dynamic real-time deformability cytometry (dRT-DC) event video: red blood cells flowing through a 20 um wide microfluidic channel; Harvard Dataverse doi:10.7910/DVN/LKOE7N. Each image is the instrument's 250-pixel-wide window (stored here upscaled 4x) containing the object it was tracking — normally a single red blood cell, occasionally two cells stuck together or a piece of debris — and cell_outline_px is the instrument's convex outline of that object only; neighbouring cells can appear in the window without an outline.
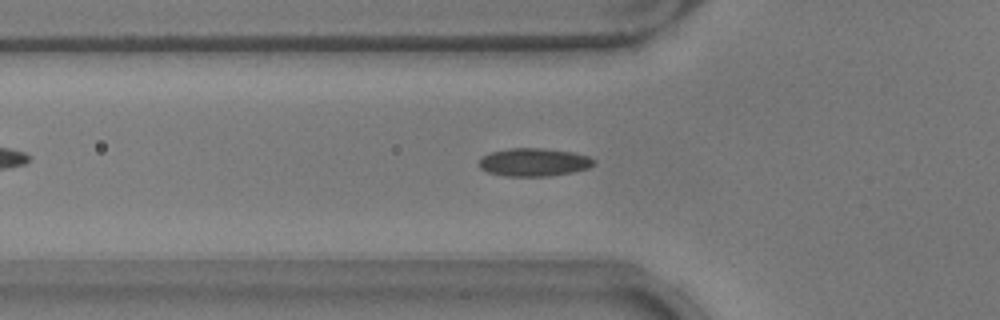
{"species": "common noctule bat (a hibernating species)", "species_latin": "Nyctalus noctula", "temperature_condition": "warm", "stored_images_in_passage": 47, "camera_frame_rate_fps": 3000, "um_per_image_px": 0.085, "animal": {"sex": "male", "body_mass_g": 17.9}, "frame": {"image": 1, "passage_image": 17, "time_ms": 5.333, "image_size_px": [1000, 320], "cell_outline_px": [[596, 160], [588, 168], [572, 172], [548, 176], [504, 176], [488, 172], [480, 168], [480, 160], [484, 156], [492, 152], [512, 148], [544, 148], [572, 152], [588, 156]], "centroid_in_image_um": [45.39, 13.79], "position_along_channel_um": 80.4, "area_um2": 18.55}}
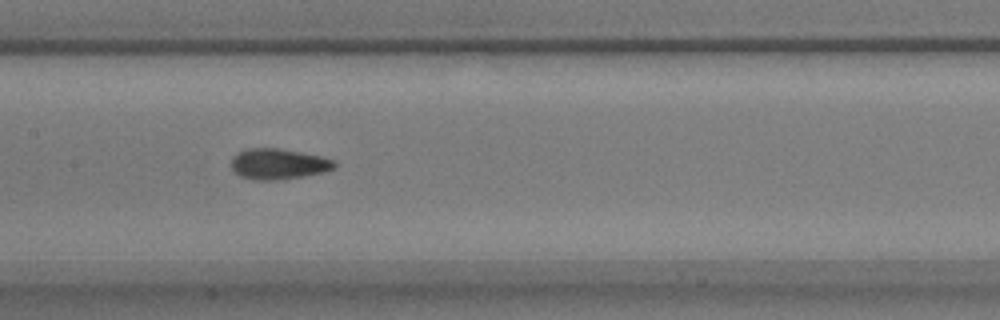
{"frame": {"image": 2, "passage_image": 25, "time_ms": 8.0, "image_size_px": [1000, 320], "cell_outline_px": [[336, 168], [324, 172], [304, 176], [276, 180], [252, 180], [240, 176], [232, 168], [232, 156], [248, 148], [276, 148], [320, 156], [336, 160]], "centroid_in_image_um": [23.68, 13.95], "position_along_channel_um": 183.7, "area_um2": 18.38}}
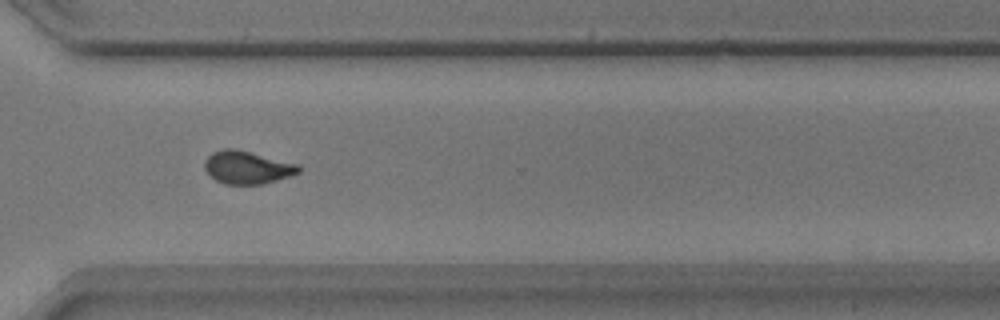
{"frame": {"image": 3, "passage_image": 38, "time_ms": 12.333, "image_size_px": [1000, 320], "cell_outline_px": [[300, 172], [276, 180], [260, 184], [224, 184], [216, 180], [204, 168], [204, 160], [212, 152], [224, 148], [236, 148], [300, 164]], "centroid_in_image_um": [21.01, 14.21], "position_along_channel_um": 349.6, "area_um2": 18.03}, "authors_computed_cell_mechanics": {"area_um2": 17.918, "velocity_mm_per_s": 3.8378, "shape_relaxation_time_tau1_ms": 8.6501, "shape_relaxation_time_tau2_ms": 1.3653, "deformation_change_tau1": 0.1865, "deformation_change_tau2": 0.0647}}